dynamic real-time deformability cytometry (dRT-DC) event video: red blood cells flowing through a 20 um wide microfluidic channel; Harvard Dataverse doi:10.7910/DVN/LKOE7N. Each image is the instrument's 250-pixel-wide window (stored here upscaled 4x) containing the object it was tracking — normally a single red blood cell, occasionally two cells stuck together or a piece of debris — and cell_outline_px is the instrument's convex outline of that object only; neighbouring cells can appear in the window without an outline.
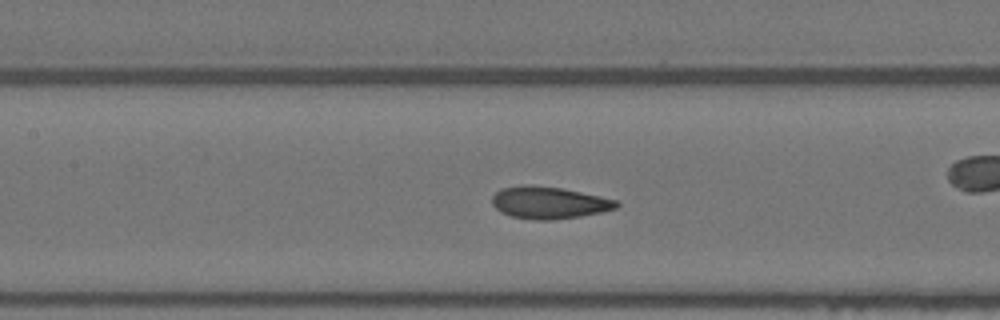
{"species": "Egyptian fruit bat (a non-hibernating species)", "species_latin": "Rousettus aegyptiacus", "temperature_condition": "warm", "stored_images_in_passage": 57, "camera_frame_rate_fps": 3000, "um_per_image_px": 0.085, "animal": {"sex": "female"}, "frame": {"image": 1, "passage_image": 25, "time_ms": 8.0, "image_size_px": [1000, 320], "cell_outline_px": [[620, 204], [616, 208], [600, 212], [580, 216], [552, 220], [536, 220], [512, 216], [500, 212], [492, 204], [492, 196], [500, 188], [532, 184], [564, 188], [620, 200]], "centroid_in_image_um": [46.68, 17.21], "position_along_channel_um": 160.7, "area_um2": 23.47}}
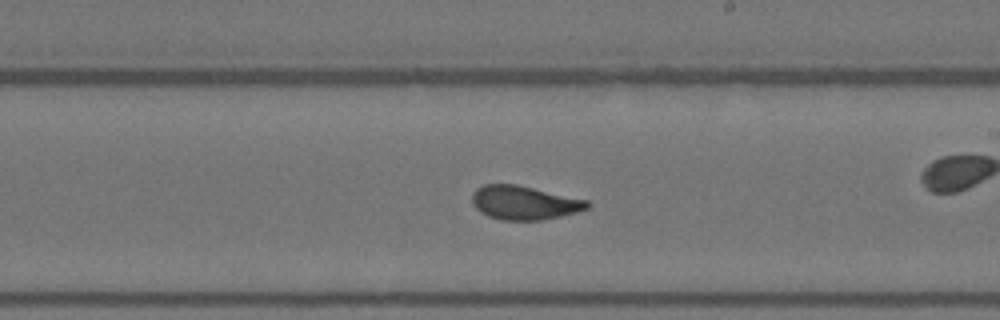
{"frame": {"image": 2, "passage_image": 32, "time_ms": 10.333, "image_size_px": [1000, 320], "cell_outline_px": [[592, 204], [588, 208], [576, 212], [544, 220], [500, 220], [488, 216], [480, 212], [472, 204], [472, 192], [476, 188], [484, 184], [516, 184], [588, 200]], "centroid_in_image_um": [44.54, 17.23], "position_along_channel_um": 244.5, "area_um2": 22.83}}